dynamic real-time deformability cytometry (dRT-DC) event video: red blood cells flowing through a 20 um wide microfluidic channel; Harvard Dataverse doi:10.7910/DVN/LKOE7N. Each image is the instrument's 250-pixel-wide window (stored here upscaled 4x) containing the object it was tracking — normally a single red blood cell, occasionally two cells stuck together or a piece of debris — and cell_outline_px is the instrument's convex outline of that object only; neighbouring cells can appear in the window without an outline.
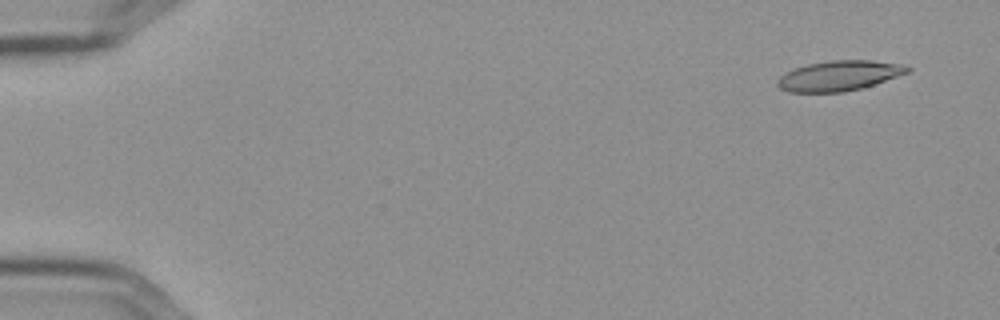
{"species": "Egyptian fruit bat (a non-hibernating species)", "species_latin": "Rousettus aegyptiacus", "temperature_condition": "cold", "stored_images_in_passage": 19, "camera_frame_rate_fps": 3000, "um_per_image_px": 0.085, "frame": {"image": 1, "passage_image": 4, "time_ms": 1.0, "image_size_px": [1000, 320], "cell_outline_px": [[912, 68], [908, 72], [860, 88], [844, 92], [788, 92], [780, 88], [776, 84], [776, 80], [784, 72], [792, 68], [808, 64], [832, 60], [872, 60], [908, 64]], "centroid_in_image_um": [71.29, 6.42], "position_along_channel_um": 13.7, "area_um2": 22.89}}
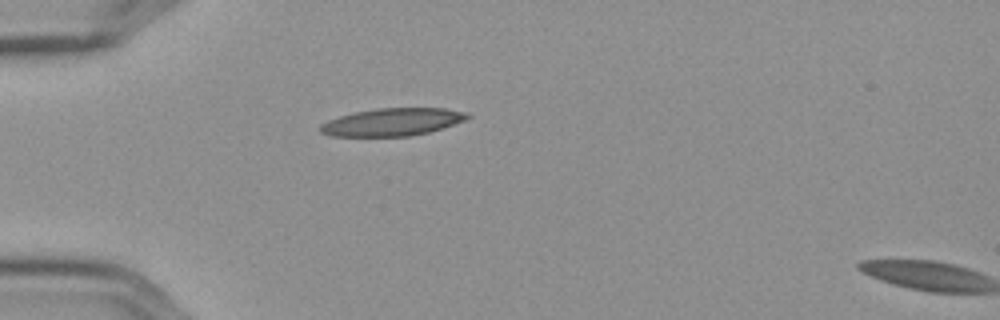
{"frame": {"image": 2, "passage_image": 17, "time_ms": 5.333, "image_size_px": [1000, 320], "cell_outline_px": [[472, 116], [464, 120], [428, 132], [408, 136], [332, 136], [320, 132], [320, 124], [328, 120], [340, 116], [356, 112], [376, 108], [444, 108], [468, 112]], "centroid_in_image_um": [33.34, 10.36], "position_along_channel_um": 51.7, "area_um2": 23.47}}